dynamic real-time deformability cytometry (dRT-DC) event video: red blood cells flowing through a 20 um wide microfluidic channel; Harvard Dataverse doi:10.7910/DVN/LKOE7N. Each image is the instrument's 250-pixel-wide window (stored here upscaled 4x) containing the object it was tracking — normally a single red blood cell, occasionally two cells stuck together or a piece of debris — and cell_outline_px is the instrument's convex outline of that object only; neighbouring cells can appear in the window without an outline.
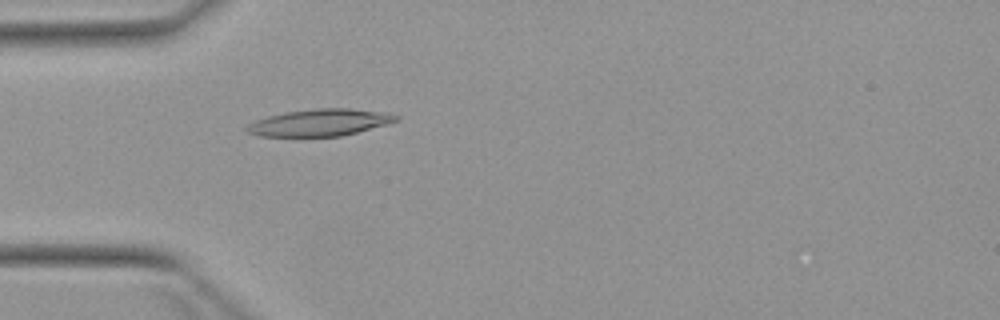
{"species": "Egyptian fruit bat (a non-hibernating species)", "species_latin": "Rousettus aegyptiacus", "temperature_condition": "warm", "stored_images_in_passage": 3, "camera_frame_rate_fps": 3000, "um_per_image_px": 0.085, "animal": {"sex": "female"}, "frame": {"image": 1, "passage_image": 3, "time_ms": 3.0, "image_size_px": [1000, 320], "cell_outline_px": [[400, 120], [388, 124], [340, 136], [260, 136], [248, 132], [244, 128], [248, 124], [256, 120], [268, 116], [284, 112], [316, 108], [352, 108], [388, 112], [400, 116]], "centroid_in_image_um": [27.23, 10.4], "position_along_channel_um": 57.8, "area_um2": 23.52}}